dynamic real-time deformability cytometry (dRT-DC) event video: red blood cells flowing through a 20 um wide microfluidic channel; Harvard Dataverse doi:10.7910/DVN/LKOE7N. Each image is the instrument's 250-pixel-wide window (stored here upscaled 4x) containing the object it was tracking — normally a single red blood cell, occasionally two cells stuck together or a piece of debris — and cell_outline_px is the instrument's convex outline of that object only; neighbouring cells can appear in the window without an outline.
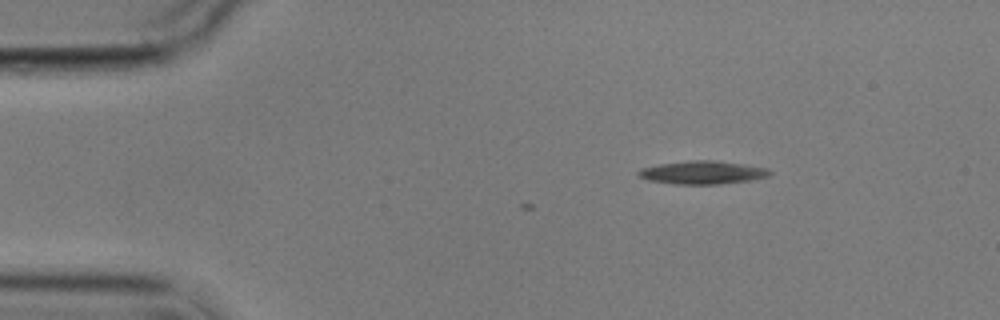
{"species": "common noctule bat (a hibernating species)", "species_latin": "Nyctalus noctula", "temperature_condition": "cold", "stored_images_in_passage": 4, "camera_frame_rate_fps": 3000, "um_per_image_px": 0.085, "animal": {"sex": "male", "body_mass_g": 17.9}, "frame": {"image": 1, "passage_image": 4, "time_ms": 3.333, "image_size_px": [1000, 320], "cell_outline_px": [[772, 172], [768, 176], [756, 180], [720, 184], [676, 184], [648, 180], [640, 176], [636, 172], [640, 168], [656, 164], [688, 160], [716, 160], [744, 164], [768, 168]], "centroid_in_image_um": [59.73, 14.65], "position_along_channel_um": 25.3, "area_um2": 18.03}}